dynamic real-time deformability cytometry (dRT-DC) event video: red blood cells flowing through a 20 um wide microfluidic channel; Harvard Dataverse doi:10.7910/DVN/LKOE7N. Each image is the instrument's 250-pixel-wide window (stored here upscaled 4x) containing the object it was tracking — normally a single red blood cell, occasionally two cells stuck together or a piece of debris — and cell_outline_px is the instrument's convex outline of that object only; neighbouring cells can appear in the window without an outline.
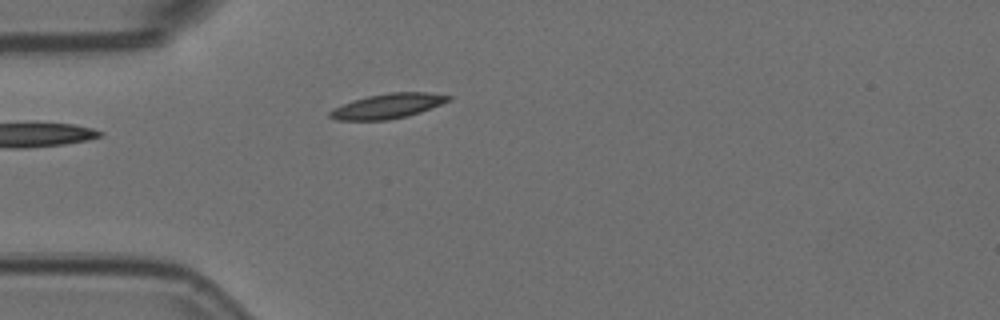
{"species": "Egyptian fruit bat (a non-hibernating species)", "species_latin": "Rousettus aegyptiacus", "temperature_condition": "room temperature", "stored_images_in_passage": 1, "camera_frame_rate_fps": 3000, "um_per_image_px": 0.085, "animal": {"sex": "female"}, "frame": {"image": 1, "passage_image": 1, "time_ms": 0.0, "image_size_px": [1000, 320], "cell_outline_px": [[452, 100], [420, 112], [408, 116], [388, 120], [336, 120], [328, 116], [328, 112], [332, 108], [352, 100], [368, 96], [388, 92], [428, 92], [452, 96]], "centroid_in_image_um": [32.94, 9.01], "position_along_channel_um": 52.1, "area_um2": 17.34}}